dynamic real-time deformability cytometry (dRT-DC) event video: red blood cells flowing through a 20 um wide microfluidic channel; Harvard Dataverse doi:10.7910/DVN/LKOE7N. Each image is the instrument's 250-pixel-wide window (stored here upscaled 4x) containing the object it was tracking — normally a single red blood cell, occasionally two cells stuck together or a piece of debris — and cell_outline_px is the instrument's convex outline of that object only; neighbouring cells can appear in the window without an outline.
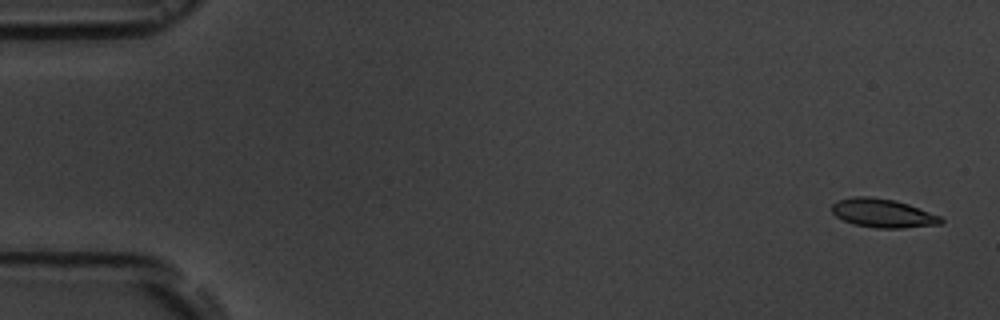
{"species": "common noctule bat (a hibernating species)", "species_latin": "Nyctalus noctula", "temperature_condition": "room temperature", "stored_images_in_passage": 7, "camera_frame_rate_fps": 3000, "um_per_image_px": 0.085, "animal": {"sex": "male", "body_mass_g": 19.5, "forearm_length_mm": 54.6}, "frame": {"image": 1, "passage_image": 1, "time_ms": 0.0, "image_size_px": [1000, 320], "cell_outline_px": [[944, 220], [940, 224], [900, 228], [876, 228], [852, 224], [836, 216], [832, 212], [832, 204], [836, 200], [856, 196], [868, 196], [896, 200], [908, 204], [940, 216]], "centroid_in_image_um": [75.01, 18.11], "position_along_channel_um": 10.0, "area_um2": 18.21}}
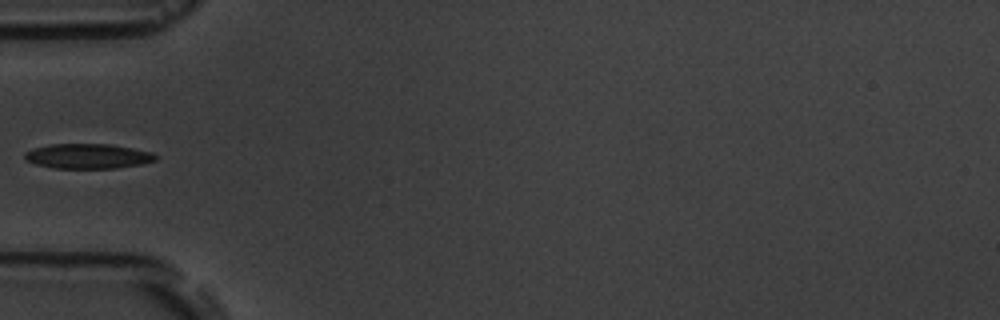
{"frame": {"image": 2, "passage_image": 6, "time_ms": 5.667, "image_size_px": [1000, 320], "cell_outline_px": [[160, 156], [156, 160], [140, 164], [116, 168], [52, 168], [36, 164], [28, 160], [24, 156], [24, 152], [32, 148], [52, 144], [112, 144], [152, 152]], "centroid_in_image_um": [7.49, 13.27], "position_along_channel_um": 77.5, "area_um2": 19.02}}
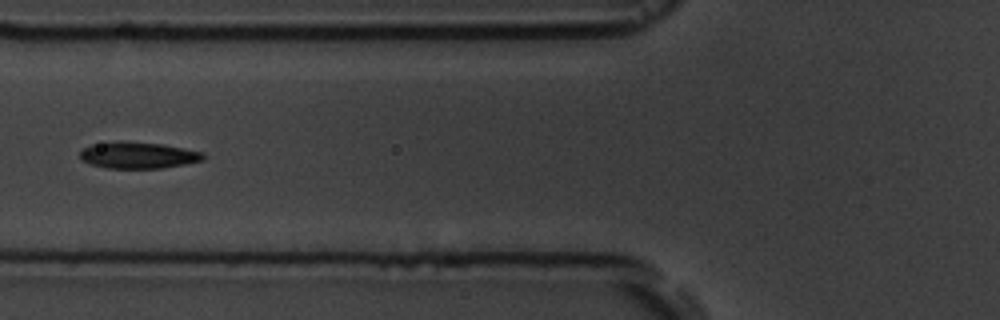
{"frame": {"image": 3, "passage_image": 7, "time_ms": 6.667, "image_size_px": [1000, 320], "cell_outline_px": [[208, 156], [204, 160], [184, 164], [160, 168], [108, 168], [88, 164], [80, 156], [80, 152], [84, 148], [92, 144], [164, 144], [204, 152]], "centroid_in_image_um": [11.84, 13.24], "position_along_channel_um": 114.0, "area_um2": 18.21}}